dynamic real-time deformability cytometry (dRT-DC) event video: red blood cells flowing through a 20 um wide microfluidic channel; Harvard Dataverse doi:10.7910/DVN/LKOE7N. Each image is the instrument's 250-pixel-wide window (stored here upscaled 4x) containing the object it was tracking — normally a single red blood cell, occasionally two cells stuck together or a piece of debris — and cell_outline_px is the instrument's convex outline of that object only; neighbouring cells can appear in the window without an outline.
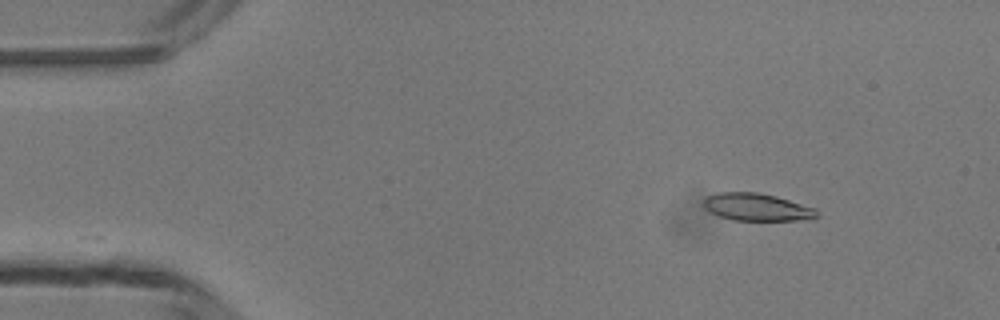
{"species": "common noctule bat (a hibernating species)", "species_latin": "Nyctalus noctula", "temperature_condition": "room temperature", "stored_images_in_passage": 32, "camera_frame_rate_fps": 3000, "um_per_image_px": 0.085, "animal": {"sex": "male", "body_mass_g": 13.3}, "frame": {"image": 1, "passage_image": 1, "time_ms": 0.0, "image_size_px": [1000, 320], "cell_outline_px": [[820, 216], [816, 220], [732, 220], [720, 216], [704, 208], [704, 200], [708, 196], [716, 192], [760, 192], [776, 196], [816, 208], [820, 212]], "centroid_in_image_um": [64.43, 17.61], "position_along_channel_um": 20.6, "area_um2": 18.38}}
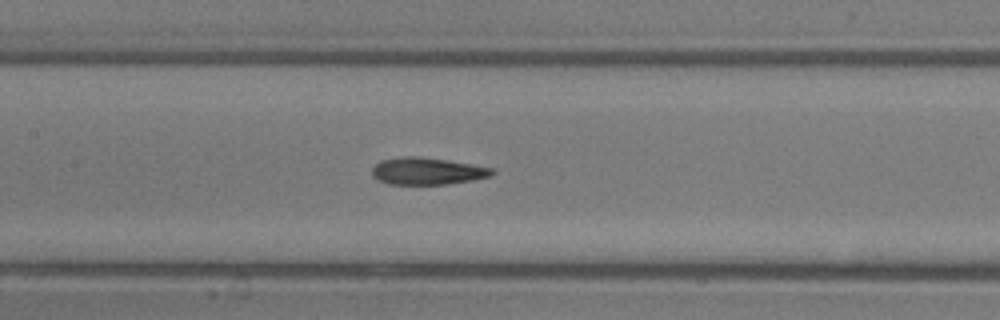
{"frame": {"image": 2, "passage_image": 18, "time_ms": 5.667, "image_size_px": [1000, 320], "cell_outline_px": [[496, 172], [492, 176], [472, 180], [444, 184], [388, 184], [372, 176], [372, 168], [380, 160], [400, 156], [420, 156], [448, 160], [492, 168]], "centroid_in_image_um": [36.3, 14.53], "position_along_channel_um": 171.1, "area_um2": 18.96}}
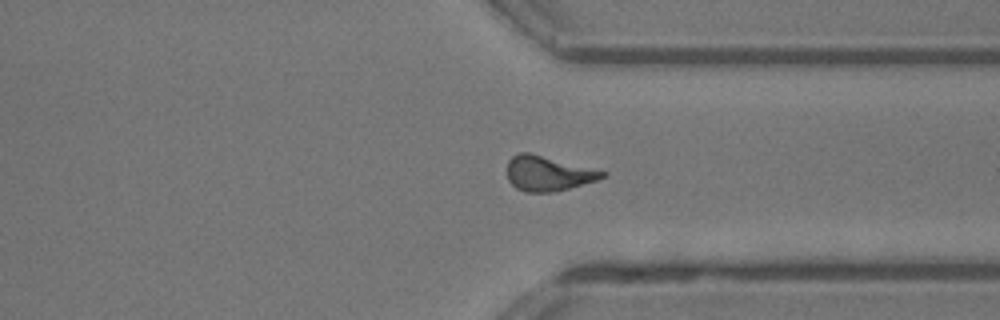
{"frame": {"image": 3, "passage_image": 32, "time_ms": 10.333, "image_size_px": [1000, 320], "cell_outline_px": [[608, 176], [596, 180], [568, 188], [552, 192], [524, 192], [516, 188], [508, 180], [508, 160], [512, 156], [520, 152], [532, 152], [608, 172]], "centroid_in_image_um": [46.59, 14.72], "position_along_channel_um": 364.8, "area_um2": 19.48}, "authors_computed_cell_mechanics": {"area_um2": 18.8139, "velocity_mm_per_s": 4.1541, "shape_relaxation_time_tau1_ms": 8.6702, "shape_relaxation_time_tau2_ms": 3.8298, "deformation_change_tau1": 0.2684, "deformation_change_tau2": 0.1397}}